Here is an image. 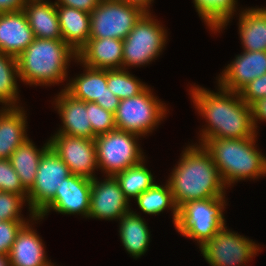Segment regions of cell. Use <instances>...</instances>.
<instances>
[{
    "label": "cell",
    "mask_w": 266,
    "mask_h": 266,
    "mask_svg": "<svg viewBox=\"0 0 266 266\" xmlns=\"http://www.w3.org/2000/svg\"><path fill=\"white\" fill-rule=\"evenodd\" d=\"M224 197L191 200L178 208L175 230L182 236L197 241L201 248L226 225Z\"/></svg>",
    "instance_id": "obj_5"
},
{
    "label": "cell",
    "mask_w": 266,
    "mask_h": 266,
    "mask_svg": "<svg viewBox=\"0 0 266 266\" xmlns=\"http://www.w3.org/2000/svg\"><path fill=\"white\" fill-rule=\"evenodd\" d=\"M146 87L145 83L130 74L128 70L107 69V88L120 100L136 96Z\"/></svg>",
    "instance_id": "obj_31"
},
{
    "label": "cell",
    "mask_w": 266,
    "mask_h": 266,
    "mask_svg": "<svg viewBox=\"0 0 266 266\" xmlns=\"http://www.w3.org/2000/svg\"><path fill=\"white\" fill-rule=\"evenodd\" d=\"M266 73V51H244L236 55L218 76V86L239 92L246 84Z\"/></svg>",
    "instance_id": "obj_16"
},
{
    "label": "cell",
    "mask_w": 266,
    "mask_h": 266,
    "mask_svg": "<svg viewBox=\"0 0 266 266\" xmlns=\"http://www.w3.org/2000/svg\"><path fill=\"white\" fill-rule=\"evenodd\" d=\"M83 73L71 78L64 90L73 98L96 102L99 106L115 114L120 99L107 88V69L90 68L85 65Z\"/></svg>",
    "instance_id": "obj_13"
},
{
    "label": "cell",
    "mask_w": 266,
    "mask_h": 266,
    "mask_svg": "<svg viewBox=\"0 0 266 266\" xmlns=\"http://www.w3.org/2000/svg\"><path fill=\"white\" fill-rule=\"evenodd\" d=\"M35 215H30L27 221H2L0 222V254L8 255L13 245L16 235L22 226L34 217Z\"/></svg>",
    "instance_id": "obj_35"
},
{
    "label": "cell",
    "mask_w": 266,
    "mask_h": 266,
    "mask_svg": "<svg viewBox=\"0 0 266 266\" xmlns=\"http://www.w3.org/2000/svg\"><path fill=\"white\" fill-rule=\"evenodd\" d=\"M92 179L70 174L57 188L55 198L38 214L44 219L50 211L88 218L90 211Z\"/></svg>",
    "instance_id": "obj_14"
},
{
    "label": "cell",
    "mask_w": 266,
    "mask_h": 266,
    "mask_svg": "<svg viewBox=\"0 0 266 266\" xmlns=\"http://www.w3.org/2000/svg\"><path fill=\"white\" fill-rule=\"evenodd\" d=\"M74 62L96 69H121L123 62V40L116 38H89L77 53Z\"/></svg>",
    "instance_id": "obj_20"
},
{
    "label": "cell",
    "mask_w": 266,
    "mask_h": 266,
    "mask_svg": "<svg viewBox=\"0 0 266 266\" xmlns=\"http://www.w3.org/2000/svg\"><path fill=\"white\" fill-rule=\"evenodd\" d=\"M135 201L139 209L148 215H158L167 209L171 210V213H173L172 221L175 226L178 218V208L175 205L168 182H165V185L155 183L152 187L141 193Z\"/></svg>",
    "instance_id": "obj_28"
},
{
    "label": "cell",
    "mask_w": 266,
    "mask_h": 266,
    "mask_svg": "<svg viewBox=\"0 0 266 266\" xmlns=\"http://www.w3.org/2000/svg\"><path fill=\"white\" fill-rule=\"evenodd\" d=\"M130 201L125 197L119 182L114 176L92 179L89 218L119 220L131 211Z\"/></svg>",
    "instance_id": "obj_15"
},
{
    "label": "cell",
    "mask_w": 266,
    "mask_h": 266,
    "mask_svg": "<svg viewBox=\"0 0 266 266\" xmlns=\"http://www.w3.org/2000/svg\"><path fill=\"white\" fill-rule=\"evenodd\" d=\"M238 0H193L199 17L215 33L222 31L233 18Z\"/></svg>",
    "instance_id": "obj_27"
},
{
    "label": "cell",
    "mask_w": 266,
    "mask_h": 266,
    "mask_svg": "<svg viewBox=\"0 0 266 266\" xmlns=\"http://www.w3.org/2000/svg\"><path fill=\"white\" fill-rule=\"evenodd\" d=\"M26 1H38V0H26ZM39 1H47V0H39Z\"/></svg>",
    "instance_id": "obj_43"
},
{
    "label": "cell",
    "mask_w": 266,
    "mask_h": 266,
    "mask_svg": "<svg viewBox=\"0 0 266 266\" xmlns=\"http://www.w3.org/2000/svg\"><path fill=\"white\" fill-rule=\"evenodd\" d=\"M44 266H55V264L52 263L51 260H50V261H49L47 264H45Z\"/></svg>",
    "instance_id": "obj_42"
},
{
    "label": "cell",
    "mask_w": 266,
    "mask_h": 266,
    "mask_svg": "<svg viewBox=\"0 0 266 266\" xmlns=\"http://www.w3.org/2000/svg\"><path fill=\"white\" fill-rule=\"evenodd\" d=\"M34 40V32L23 9L0 13L1 52L17 58Z\"/></svg>",
    "instance_id": "obj_19"
},
{
    "label": "cell",
    "mask_w": 266,
    "mask_h": 266,
    "mask_svg": "<svg viewBox=\"0 0 266 266\" xmlns=\"http://www.w3.org/2000/svg\"><path fill=\"white\" fill-rule=\"evenodd\" d=\"M23 11L35 38L62 39L55 2L27 1Z\"/></svg>",
    "instance_id": "obj_23"
},
{
    "label": "cell",
    "mask_w": 266,
    "mask_h": 266,
    "mask_svg": "<svg viewBox=\"0 0 266 266\" xmlns=\"http://www.w3.org/2000/svg\"><path fill=\"white\" fill-rule=\"evenodd\" d=\"M119 236L125 250L137 259L144 255L150 243V229L139 213L131 210L119 219Z\"/></svg>",
    "instance_id": "obj_24"
},
{
    "label": "cell",
    "mask_w": 266,
    "mask_h": 266,
    "mask_svg": "<svg viewBox=\"0 0 266 266\" xmlns=\"http://www.w3.org/2000/svg\"><path fill=\"white\" fill-rule=\"evenodd\" d=\"M26 0H0V13L22 10Z\"/></svg>",
    "instance_id": "obj_39"
},
{
    "label": "cell",
    "mask_w": 266,
    "mask_h": 266,
    "mask_svg": "<svg viewBox=\"0 0 266 266\" xmlns=\"http://www.w3.org/2000/svg\"><path fill=\"white\" fill-rule=\"evenodd\" d=\"M145 161L143 159L140 163L130 166L114 176L129 201L131 198L135 200L141 193L155 184V178L146 167Z\"/></svg>",
    "instance_id": "obj_30"
},
{
    "label": "cell",
    "mask_w": 266,
    "mask_h": 266,
    "mask_svg": "<svg viewBox=\"0 0 266 266\" xmlns=\"http://www.w3.org/2000/svg\"><path fill=\"white\" fill-rule=\"evenodd\" d=\"M24 108L0 109V159H10L27 139V116Z\"/></svg>",
    "instance_id": "obj_21"
},
{
    "label": "cell",
    "mask_w": 266,
    "mask_h": 266,
    "mask_svg": "<svg viewBox=\"0 0 266 266\" xmlns=\"http://www.w3.org/2000/svg\"><path fill=\"white\" fill-rule=\"evenodd\" d=\"M17 58L0 51V104L3 108H18ZM18 100V101H17Z\"/></svg>",
    "instance_id": "obj_29"
},
{
    "label": "cell",
    "mask_w": 266,
    "mask_h": 266,
    "mask_svg": "<svg viewBox=\"0 0 266 266\" xmlns=\"http://www.w3.org/2000/svg\"><path fill=\"white\" fill-rule=\"evenodd\" d=\"M214 92L207 88L192 86L190 97L199 115L207 122L200 130L202 144L209 138L244 139L254 137L251 107L242 100L239 92L227 91L218 86Z\"/></svg>",
    "instance_id": "obj_1"
},
{
    "label": "cell",
    "mask_w": 266,
    "mask_h": 266,
    "mask_svg": "<svg viewBox=\"0 0 266 266\" xmlns=\"http://www.w3.org/2000/svg\"><path fill=\"white\" fill-rule=\"evenodd\" d=\"M167 109L147 86L138 95L120 100L114 114L116 129L147 136L166 118Z\"/></svg>",
    "instance_id": "obj_6"
},
{
    "label": "cell",
    "mask_w": 266,
    "mask_h": 266,
    "mask_svg": "<svg viewBox=\"0 0 266 266\" xmlns=\"http://www.w3.org/2000/svg\"><path fill=\"white\" fill-rule=\"evenodd\" d=\"M256 137L257 134L244 139L209 138L202 143L226 187L241 180L266 177V156L258 151Z\"/></svg>",
    "instance_id": "obj_4"
},
{
    "label": "cell",
    "mask_w": 266,
    "mask_h": 266,
    "mask_svg": "<svg viewBox=\"0 0 266 266\" xmlns=\"http://www.w3.org/2000/svg\"><path fill=\"white\" fill-rule=\"evenodd\" d=\"M130 5L137 6L141 8L145 13H150V5L154 0H121Z\"/></svg>",
    "instance_id": "obj_40"
},
{
    "label": "cell",
    "mask_w": 266,
    "mask_h": 266,
    "mask_svg": "<svg viewBox=\"0 0 266 266\" xmlns=\"http://www.w3.org/2000/svg\"><path fill=\"white\" fill-rule=\"evenodd\" d=\"M63 41L76 53L90 37V13L61 5H56Z\"/></svg>",
    "instance_id": "obj_22"
},
{
    "label": "cell",
    "mask_w": 266,
    "mask_h": 266,
    "mask_svg": "<svg viewBox=\"0 0 266 266\" xmlns=\"http://www.w3.org/2000/svg\"><path fill=\"white\" fill-rule=\"evenodd\" d=\"M49 148V141L38 149L32 140L27 138L10 156L12 167L27 191L33 186L39 162Z\"/></svg>",
    "instance_id": "obj_26"
},
{
    "label": "cell",
    "mask_w": 266,
    "mask_h": 266,
    "mask_svg": "<svg viewBox=\"0 0 266 266\" xmlns=\"http://www.w3.org/2000/svg\"><path fill=\"white\" fill-rule=\"evenodd\" d=\"M145 12L121 0H100L90 13L89 38L124 40Z\"/></svg>",
    "instance_id": "obj_9"
},
{
    "label": "cell",
    "mask_w": 266,
    "mask_h": 266,
    "mask_svg": "<svg viewBox=\"0 0 266 266\" xmlns=\"http://www.w3.org/2000/svg\"><path fill=\"white\" fill-rule=\"evenodd\" d=\"M0 191L27 195V190L22 186L20 177L12 167L10 159H0Z\"/></svg>",
    "instance_id": "obj_34"
},
{
    "label": "cell",
    "mask_w": 266,
    "mask_h": 266,
    "mask_svg": "<svg viewBox=\"0 0 266 266\" xmlns=\"http://www.w3.org/2000/svg\"><path fill=\"white\" fill-rule=\"evenodd\" d=\"M141 136L113 130L94 138L98 169L106 176H115L130 166L145 159L143 150L138 144Z\"/></svg>",
    "instance_id": "obj_8"
},
{
    "label": "cell",
    "mask_w": 266,
    "mask_h": 266,
    "mask_svg": "<svg viewBox=\"0 0 266 266\" xmlns=\"http://www.w3.org/2000/svg\"><path fill=\"white\" fill-rule=\"evenodd\" d=\"M0 266H11L8 255L0 254Z\"/></svg>",
    "instance_id": "obj_41"
},
{
    "label": "cell",
    "mask_w": 266,
    "mask_h": 266,
    "mask_svg": "<svg viewBox=\"0 0 266 266\" xmlns=\"http://www.w3.org/2000/svg\"><path fill=\"white\" fill-rule=\"evenodd\" d=\"M174 167L166 181L177 208L191 200L226 196L227 187L202 144L187 145Z\"/></svg>",
    "instance_id": "obj_2"
},
{
    "label": "cell",
    "mask_w": 266,
    "mask_h": 266,
    "mask_svg": "<svg viewBox=\"0 0 266 266\" xmlns=\"http://www.w3.org/2000/svg\"><path fill=\"white\" fill-rule=\"evenodd\" d=\"M25 202L27 203V195L0 191V222L26 221L21 215Z\"/></svg>",
    "instance_id": "obj_33"
},
{
    "label": "cell",
    "mask_w": 266,
    "mask_h": 266,
    "mask_svg": "<svg viewBox=\"0 0 266 266\" xmlns=\"http://www.w3.org/2000/svg\"><path fill=\"white\" fill-rule=\"evenodd\" d=\"M48 141L49 147L64 161L71 174L89 179L96 177L98 165L94 139L56 133Z\"/></svg>",
    "instance_id": "obj_12"
},
{
    "label": "cell",
    "mask_w": 266,
    "mask_h": 266,
    "mask_svg": "<svg viewBox=\"0 0 266 266\" xmlns=\"http://www.w3.org/2000/svg\"><path fill=\"white\" fill-rule=\"evenodd\" d=\"M42 218L35 215L31 222L24 224L16 235V239L9 251L11 266H44L50 260L46 257L42 238L33 228V221ZM32 224V225H31Z\"/></svg>",
    "instance_id": "obj_18"
},
{
    "label": "cell",
    "mask_w": 266,
    "mask_h": 266,
    "mask_svg": "<svg viewBox=\"0 0 266 266\" xmlns=\"http://www.w3.org/2000/svg\"><path fill=\"white\" fill-rule=\"evenodd\" d=\"M86 110H89V121L92 126L93 139L98 135L116 130L113 113L105 110L96 102H86Z\"/></svg>",
    "instance_id": "obj_32"
},
{
    "label": "cell",
    "mask_w": 266,
    "mask_h": 266,
    "mask_svg": "<svg viewBox=\"0 0 266 266\" xmlns=\"http://www.w3.org/2000/svg\"><path fill=\"white\" fill-rule=\"evenodd\" d=\"M70 174L64 161L49 148L42 155L35 182L27 192L30 215H38L55 198L57 188Z\"/></svg>",
    "instance_id": "obj_11"
},
{
    "label": "cell",
    "mask_w": 266,
    "mask_h": 266,
    "mask_svg": "<svg viewBox=\"0 0 266 266\" xmlns=\"http://www.w3.org/2000/svg\"><path fill=\"white\" fill-rule=\"evenodd\" d=\"M250 107L253 127L258 133V121H266V97L256 100L250 105Z\"/></svg>",
    "instance_id": "obj_38"
},
{
    "label": "cell",
    "mask_w": 266,
    "mask_h": 266,
    "mask_svg": "<svg viewBox=\"0 0 266 266\" xmlns=\"http://www.w3.org/2000/svg\"><path fill=\"white\" fill-rule=\"evenodd\" d=\"M261 250L252 239L223 226L200 252L210 266H245Z\"/></svg>",
    "instance_id": "obj_10"
},
{
    "label": "cell",
    "mask_w": 266,
    "mask_h": 266,
    "mask_svg": "<svg viewBox=\"0 0 266 266\" xmlns=\"http://www.w3.org/2000/svg\"><path fill=\"white\" fill-rule=\"evenodd\" d=\"M238 26L244 51H266V7L241 8Z\"/></svg>",
    "instance_id": "obj_25"
},
{
    "label": "cell",
    "mask_w": 266,
    "mask_h": 266,
    "mask_svg": "<svg viewBox=\"0 0 266 266\" xmlns=\"http://www.w3.org/2000/svg\"><path fill=\"white\" fill-rule=\"evenodd\" d=\"M239 93L249 106L256 100L266 97V73L250 81Z\"/></svg>",
    "instance_id": "obj_36"
},
{
    "label": "cell",
    "mask_w": 266,
    "mask_h": 266,
    "mask_svg": "<svg viewBox=\"0 0 266 266\" xmlns=\"http://www.w3.org/2000/svg\"><path fill=\"white\" fill-rule=\"evenodd\" d=\"M56 5L71 7L91 13L100 3V0H55Z\"/></svg>",
    "instance_id": "obj_37"
},
{
    "label": "cell",
    "mask_w": 266,
    "mask_h": 266,
    "mask_svg": "<svg viewBox=\"0 0 266 266\" xmlns=\"http://www.w3.org/2000/svg\"><path fill=\"white\" fill-rule=\"evenodd\" d=\"M54 99L55 109L62 121V126L56 133L93 139L92 126L89 121V110L86 102L73 98L62 89Z\"/></svg>",
    "instance_id": "obj_17"
},
{
    "label": "cell",
    "mask_w": 266,
    "mask_h": 266,
    "mask_svg": "<svg viewBox=\"0 0 266 266\" xmlns=\"http://www.w3.org/2000/svg\"><path fill=\"white\" fill-rule=\"evenodd\" d=\"M167 38L165 27L154 15L145 13L123 40L122 68L150 64L165 48Z\"/></svg>",
    "instance_id": "obj_7"
},
{
    "label": "cell",
    "mask_w": 266,
    "mask_h": 266,
    "mask_svg": "<svg viewBox=\"0 0 266 266\" xmlns=\"http://www.w3.org/2000/svg\"><path fill=\"white\" fill-rule=\"evenodd\" d=\"M73 59H77V53L63 39L35 38L17 57L19 80L29 86L62 83Z\"/></svg>",
    "instance_id": "obj_3"
}]
</instances>
